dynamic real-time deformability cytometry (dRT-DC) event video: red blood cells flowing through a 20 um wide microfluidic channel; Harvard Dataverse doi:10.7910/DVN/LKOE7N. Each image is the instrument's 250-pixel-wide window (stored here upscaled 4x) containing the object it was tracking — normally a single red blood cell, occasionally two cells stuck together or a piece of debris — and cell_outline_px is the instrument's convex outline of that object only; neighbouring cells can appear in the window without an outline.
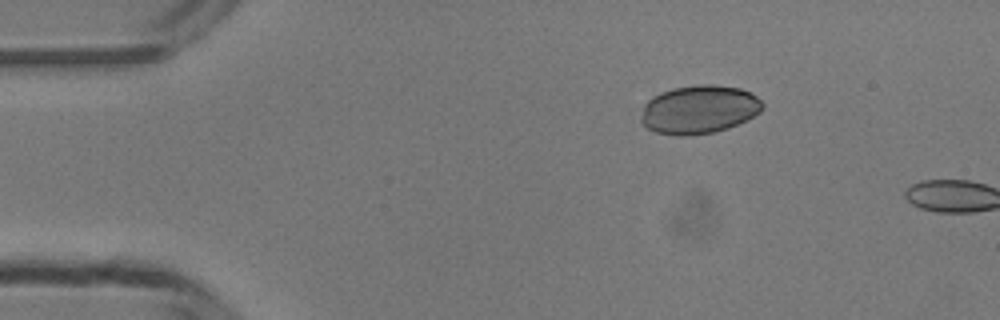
{"species": "common noctule bat (a hibernating species)", "species_latin": "Nyctalus noctula", "temperature_condition": "room temperature", "stored_images_in_passage": 3, "camera_frame_rate_fps": 3000, "um_per_image_px": 0.085, "animal": {"sex": "male", "body_mass_g": 13.3}, "frame": {"image": 1, "passage_image": 1, "time_ms": 0.0, "image_size_px": [1000, 320], "cell_outline_px": [[764, 108], [760, 112], [728, 128], [712, 132], [688, 136], [676, 136], [656, 132], [648, 128], [640, 120], [640, 116], [644, 104], [652, 96], [660, 92], [672, 88], [700, 84], [712, 84], [740, 88], [756, 96], [764, 104]], "centroid_in_image_um": [59.39, 9.3], "position_along_channel_um": 25.6, "area_um2": 34.33}}